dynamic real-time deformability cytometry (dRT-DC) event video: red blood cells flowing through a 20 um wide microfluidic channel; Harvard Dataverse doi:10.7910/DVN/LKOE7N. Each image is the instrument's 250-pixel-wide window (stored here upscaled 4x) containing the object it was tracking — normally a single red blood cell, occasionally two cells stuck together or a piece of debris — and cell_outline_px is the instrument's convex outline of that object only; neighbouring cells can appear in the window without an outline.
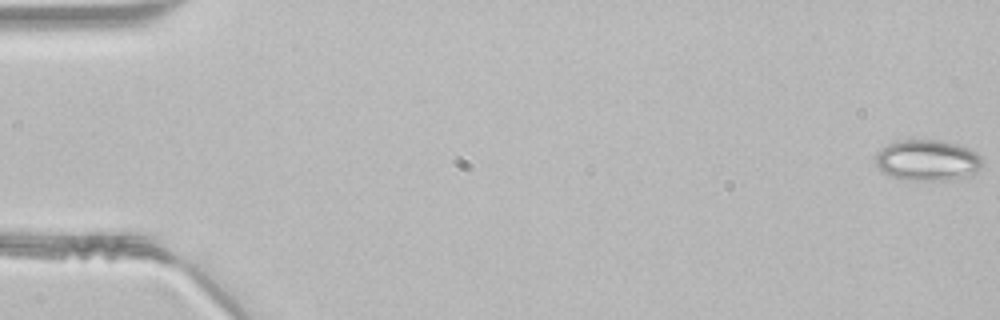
{"species": "common noctule bat (a hibernating species)", "species_latin": "Nyctalus noctula", "temperature_condition": "room temperature", "stored_images_in_passage": 48, "camera_frame_rate_fps": 3000, "um_per_image_px": 0.085, "animal": {"sex": "male", "body_mass_g": 21.5, "forearm_length_mm": 52.0}, "frame": {"image": 1, "passage_image": 1, "time_ms": 0.0, "image_size_px": [1000, 320], "cell_outline_px": [[984, 160], [980, 168], [972, 176], [944, 180], [900, 180], [888, 176], [876, 164], [876, 152], [888, 144], [900, 140], [940, 140], [956, 144], [968, 148], [976, 152]], "centroid_in_image_um": [78.85, 13.64], "position_along_channel_um": 6.2, "area_um2": 25.72}}
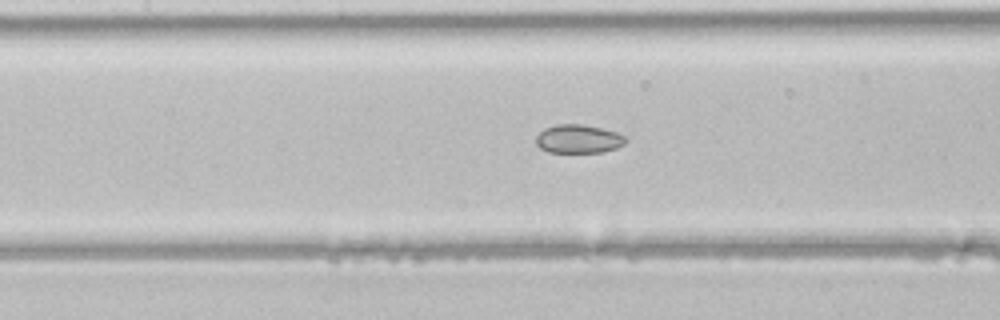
{"frame": {"image": 2, "passage_image": 22, "time_ms": 7.0, "image_size_px": [1000, 320], "cell_outline_px": [[628, 140], [624, 144], [616, 148], [604, 152], [548, 152], [540, 148], [536, 144], [536, 136], [544, 128], [556, 124], [584, 124], [616, 132], [628, 136]], "centroid_in_image_um": [49.19, 11.8], "position_along_channel_um": 158.2, "area_um2": 15.09}}
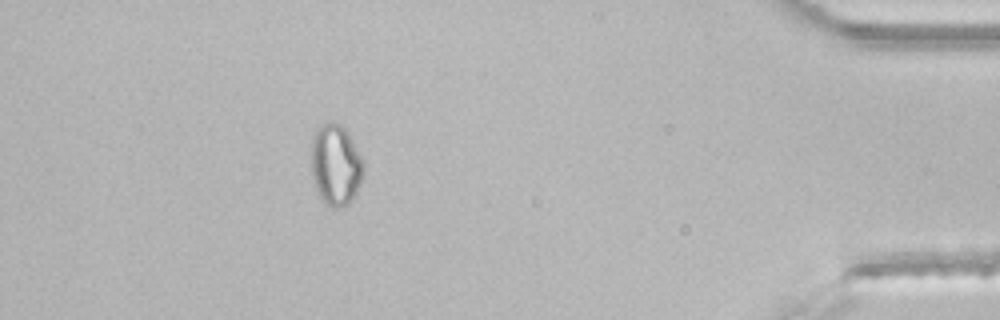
{"frame": {"image": 3, "passage_image": 43, "time_ms": 14.0, "image_size_px": [1000, 320], "cell_outline_px": [[364, 164], [360, 180], [356, 192], [348, 204], [336, 208], [332, 208], [320, 196], [316, 188], [312, 176], [312, 136], [316, 128], [320, 124], [340, 124], [348, 132]], "centroid_in_image_um": [28.51, 14.0], "position_along_channel_um": 406.7, "area_um2": 24.1}}